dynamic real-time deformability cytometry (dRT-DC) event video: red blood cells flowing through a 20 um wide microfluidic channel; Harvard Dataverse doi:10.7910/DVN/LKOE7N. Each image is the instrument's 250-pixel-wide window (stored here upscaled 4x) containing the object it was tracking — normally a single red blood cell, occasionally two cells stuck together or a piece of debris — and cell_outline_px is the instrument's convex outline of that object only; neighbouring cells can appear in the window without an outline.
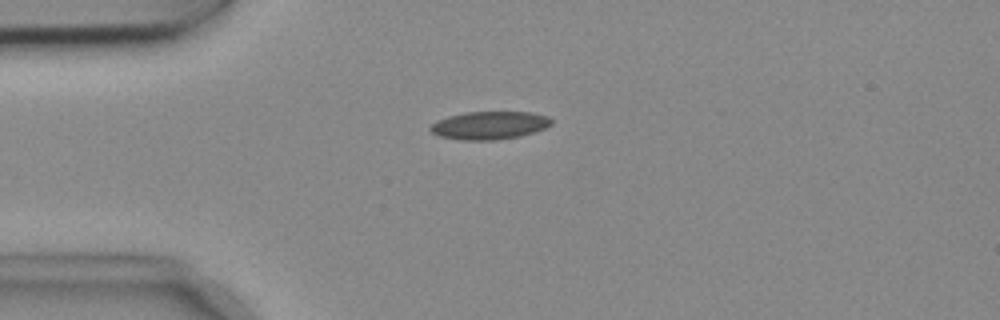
{"species": "common noctule bat (a hibernating species)", "species_latin": "Nyctalus noctula", "temperature_condition": "cold", "stored_images_in_passage": 37, "camera_frame_rate_fps": 3000, "um_per_image_px": 0.085, "animal": {"sex": "female", "body_mass_g": 18.4}, "frame": {"image": 1, "passage_image": 1, "time_ms": 0.0, "image_size_px": [1000, 320], "cell_outline_px": [[552, 124], [544, 128], [520, 136], [496, 140], [460, 140], [440, 136], [432, 132], [428, 128], [436, 120], [448, 116], [464, 112], [532, 112], [548, 116], [552, 120]], "centroid_in_image_um": [41.58, 10.65], "position_along_channel_um": 43.4, "area_um2": 19.77}}
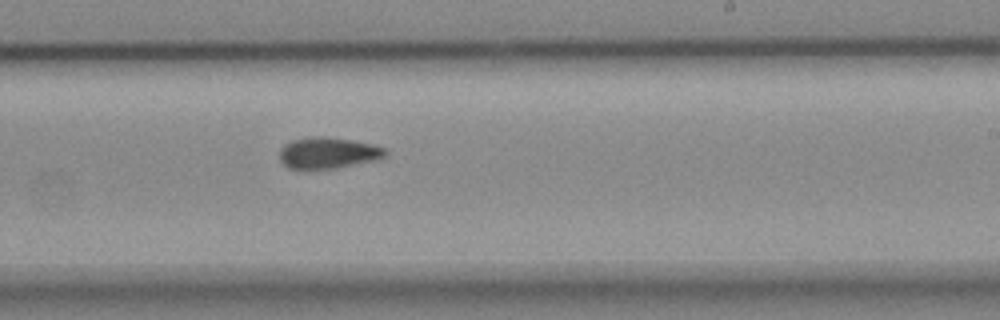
{"frame": {"image": 2, "passage_image": 20, "time_ms": 6.333, "image_size_px": [1000, 320], "cell_outline_px": [[388, 156], [376, 160], [336, 168], [288, 168], [280, 160], [280, 148], [284, 144], [292, 140], [312, 136], [324, 136], [352, 140], [372, 144], [388, 148]], "centroid_in_image_um": [27.93, 12.98], "position_along_channel_um": 261.1, "area_um2": 19.36}}
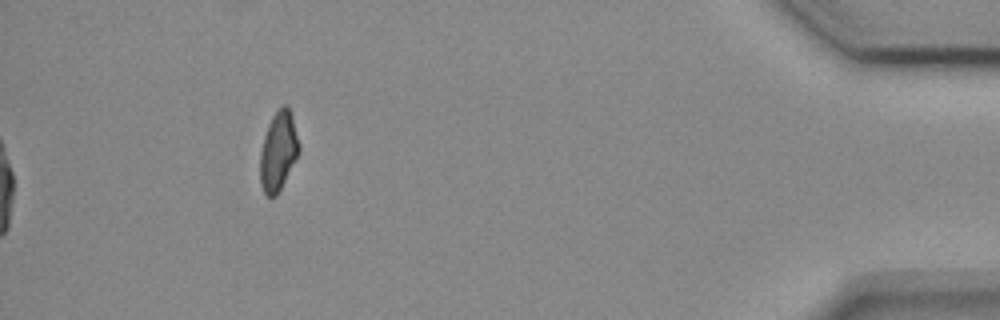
{"frame": {"image": 3, "passage_image": 37, "time_ms": 12.0, "image_size_px": [1000, 320], "cell_outline_px": [[300, 152], [276, 196], [268, 196], [264, 192], [260, 184], [260, 152], [264, 136], [268, 124], [272, 116], [284, 104], [288, 104], [292, 116], [300, 144]], "centroid_in_image_um": [23.66, 12.83], "position_along_channel_um": 411.5, "area_um2": 17.92}, "authors_computed_cell_mechanics": {"area_um2": 19.363, "velocity_mm_per_s": 3.7411, "shape_relaxation_time_tau1_ms": null, "shape_relaxation_time_tau2_ms": 5.1461, "deformation_change_tau1": null, "deformation_change_tau2": 0.11}}